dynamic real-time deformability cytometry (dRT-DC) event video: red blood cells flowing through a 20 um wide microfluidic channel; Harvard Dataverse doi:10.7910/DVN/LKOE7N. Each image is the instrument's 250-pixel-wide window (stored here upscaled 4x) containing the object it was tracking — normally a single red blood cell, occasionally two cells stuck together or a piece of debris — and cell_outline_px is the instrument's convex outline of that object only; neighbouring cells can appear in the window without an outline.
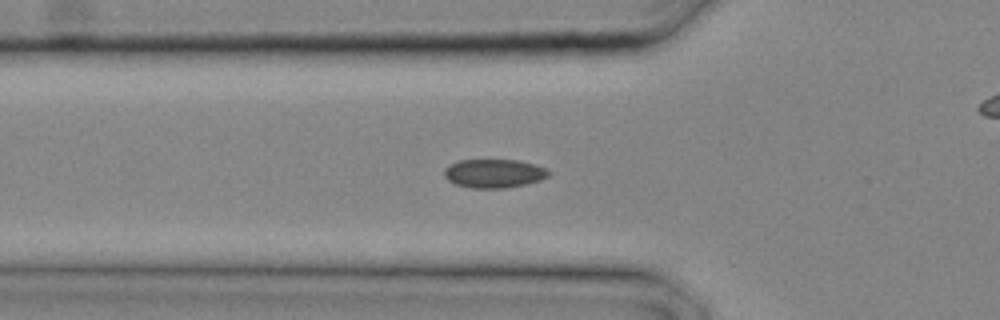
{"species": "common noctule bat (a hibernating species)", "species_latin": "Nyctalus noctula", "temperature_condition": "cold", "stored_images_in_passage": 17, "camera_frame_rate_fps": 3000, "um_per_image_px": 0.085, "animal": {"sex": "male", "body_mass_g": 20.4}, "frame": {"image": 1, "passage_image": 3, "time_ms": 0.667, "image_size_px": [1000, 320], "cell_outline_px": [[552, 172], [548, 176], [540, 180], [524, 184], [500, 188], [472, 188], [456, 184], [448, 180], [444, 176], [444, 168], [448, 164], [460, 160], [520, 160], [536, 164], [548, 168]], "centroid_in_image_um": [42.0, 14.72], "position_along_channel_um": 83.8, "area_um2": 17.57}}